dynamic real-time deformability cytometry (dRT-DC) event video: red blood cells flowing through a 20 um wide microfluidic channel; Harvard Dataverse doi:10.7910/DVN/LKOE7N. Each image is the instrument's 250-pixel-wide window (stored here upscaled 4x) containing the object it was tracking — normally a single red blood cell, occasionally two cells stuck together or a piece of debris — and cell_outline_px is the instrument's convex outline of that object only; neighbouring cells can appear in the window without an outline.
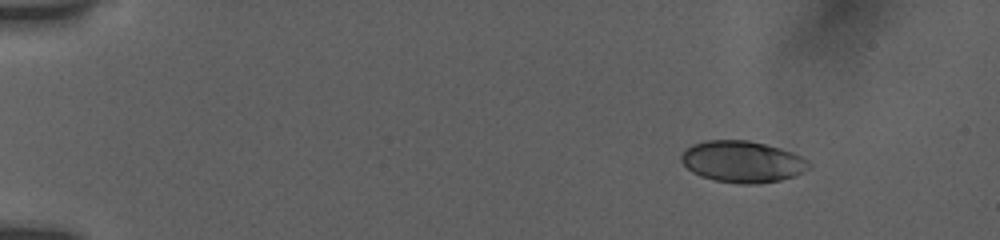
{"species": "human", "species_latin": "Homo sapiens", "temperature_condition": "room temperature", "stored_images_in_passage": 19, "camera_frame_rate_fps": 3000, "um_per_image_px": 0.085, "donor": {"sex": "female"}, "frame": {"image": 1, "passage_image": 4, "time_ms": 1.667, "image_size_px": [1000, 240], "cell_outline_px": [[812, 168], [796, 176], [780, 180], [756, 184], [740, 184], [716, 180], [700, 176], [692, 172], [680, 160], [680, 156], [684, 148], [692, 144], [708, 140], [748, 140], [780, 148], [792, 152], [808, 160], [812, 164]], "centroid_in_image_um": [63.12, 13.74], "position_along_channel_um": 21.9, "area_um2": 31.15}}
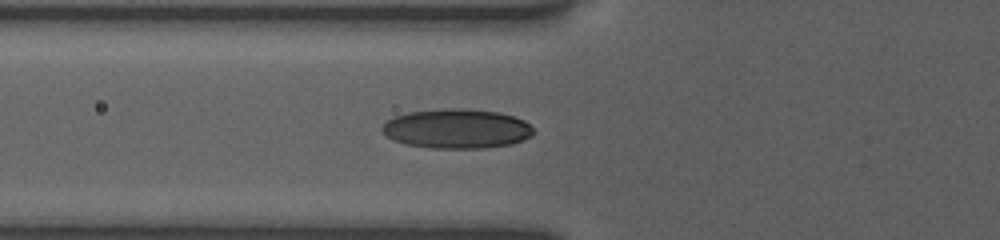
{"frame": {"image": 2, "passage_image": 13, "time_ms": 6.333, "image_size_px": [1000, 240], "cell_outline_px": [[536, 132], [532, 136], [524, 140], [512, 144], [484, 148], [432, 148], [404, 144], [392, 140], [380, 132], [380, 128], [392, 116], [408, 112], [448, 108], [464, 108], [500, 112], [524, 120]], "centroid_in_image_um": [38.8, 10.94], "position_along_channel_um": 87.0, "area_um2": 35.26}}
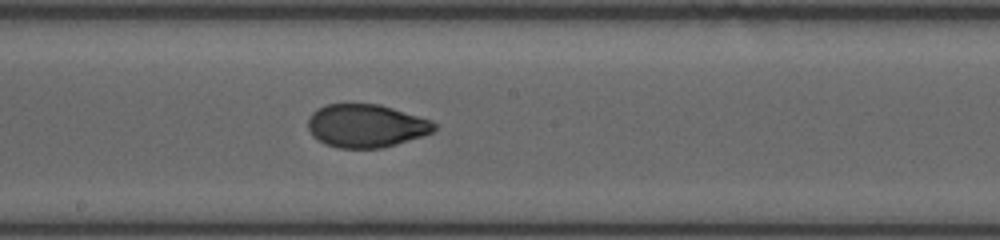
{"frame": {"image": 3, "passage_image": 19, "time_ms": 9.667, "image_size_px": [1000, 240], "cell_outline_px": [[436, 128], [432, 132], [424, 136], [396, 144], [380, 148], [340, 148], [324, 144], [316, 140], [312, 136], [308, 128], [308, 120], [312, 112], [316, 108], [328, 104], [380, 104], [432, 120], [436, 124]], "centroid_in_image_um": [31.11, 10.69], "position_along_channel_um": 217.1, "area_um2": 31.96}}